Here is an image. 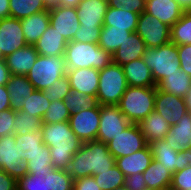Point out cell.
<instances>
[{
	"label": "cell",
	"mask_w": 191,
	"mask_h": 190,
	"mask_svg": "<svg viewBox=\"0 0 191 190\" xmlns=\"http://www.w3.org/2000/svg\"><path fill=\"white\" fill-rule=\"evenodd\" d=\"M145 12L172 27L184 10L175 0H146Z\"/></svg>",
	"instance_id": "18"
},
{
	"label": "cell",
	"mask_w": 191,
	"mask_h": 190,
	"mask_svg": "<svg viewBox=\"0 0 191 190\" xmlns=\"http://www.w3.org/2000/svg\"><path fill=\"white\" fill-rule=\"evenodd\" d=\"M48 10L50 25L62 35L67 42H71L80 27L76 8L57 5L48 8Z\"/></svg>",
	"instance_id": "14"
},
{
	"label": "cell",
	"mask_w": 191,
	"mask_h": 190,
	"mask_svg": "<svg viewBox=\"0 0 191 190\" xmlns=\"http://www.w3.org/2000/svg\"><path fill=\"white\" fill-rule=\"evenodd\" d=\"M0 169L16 181L28 174L26 162L18 151V143H15V134L0 137Z\"/></svg>",
	"instance_id": "9"
},
{
	"label": "cell",
	"mask_w": 191,
	"mask_h": 190,
	"mask_svg": "<svg viewBox=\"0 0 191 190\" xmlns=\"http://www.w3.org/2000/svg\"><path fill=\"white\" fill-rule=\"evenodd\" d=\"M102 26L80 25L72 41L98 44Z\"/></svg>",
	"instance_id": "45"
},
{
	"label": "cell",
	"mask_w": 191,
	"mask_h": 190,
	"mask_svg": "<svg viewBox=\"0 0 191 190\" xmlns=\"http://www.w3.org/2000/svg\"><path fill=\"white\" fill-rule=\"evenodd\" d=\"M185 102L188 107V111L191 112V90L185 96Z\"/></svg>",
	"instance_id": "59"
},
{
	"label": "cell",
	"mask_w": 191,
	"mask_h": 190,
	"mask_svg": "<svg viewBox=\"0 0 191 190\" xmlns=\"http://www.w3.org/2000/svg\"><path fill=\"white\" fill-rule=\"evenodd\" d=\"M67 73L65 56L39 55L26 77L35 90H46Z\"/></svg>",
	"instance_id": "7"
},
{
	"label": "cell",
	"mask_w": 191,
	"mask_h": 190,
	"mask_svg": "<svg viewBox=\"0 0 191 190\" xmlns=\"http://www.w3.org/2000/svg\"><path fill=\"white\" fill-rule=\"evenodd\" d=\"M11 77L5 59H0V85H6Z\"/></svg>",
	"instance_id": "54"
},
{
	"label": "cell",
	"mask_w": 191,
	"mask_h": 190,
	"mask_svg": "<svg viewBox=\"0 0 191 190\" xmlns=\"http://www.w3.org/2000/svg\"><path fill=\"white\" fill-rule=\"evenodd\" d=\"M10 108V98L6 85H0V112Z\"/></svg>",
	"instance_id": "53"
},
{
	"label": "cell",
	"mask_w": 191,
	"mask_h": 190,
	"mask_svg": "<svg viewBox=\"0 0 191 190\" xmlns=\"http://www.w3.org/2000/svg\"><path fill=\"white\" fill-rule=\"evenodd\" d=\"M142 174L147 188L162 190L171 186L172 172L154 159Z\"/></svg>",
	"instance_id": "31"
},
{
	"label": "cell",
	"mask_w": 191,
	"mask_h": 190,
	"mask_svg": "<svg viewBox=\"0 0 191 190\" xmlns=\"http://www.w3.org/2000/svg\"><path fill=\"white\" fill-rule=\"evenodd\" d=\"M67 70L78 68L104 69L113 62L112 54L98 44L78 41L68 42L65 49Z\"/></svg>",
	"instance_id": "3"
},
{
	"label": "cell",
	"mask_w": 191,
	"mask_h": 190,
	"mask_svg": "<svg viewBox=\"0 0 191 190\" xmlns=\"http://www.w3.org/2000/svg\"><path fill=\"white\" fill-rule=\"evenodd\" d=\"M115 160L106 143L96 140L86 141L74 154L68 165L67 172L72 176L73 180L95 176L113 167Z\"/></svg>",
	"instance_id": "2"
},
{
	"label": "cell",
	"mask_w": 191,
	"mask_h": 190,
	"mask_svg": "<svg viewBox=\"0 0 191 190\" xmlns=\"http://www.w3.org/2000/svg\"><path fill=\"white\" fill-rule=\"evenodd\" d=\"M153 160L152 151L149 145L132 153L131 155L117 158L115 165L123 172L125 177L143 173Z\"/></svg>",
	"instance_id": "21"
},
{
	"label": "cell",
	"mask_w": 191,
	"mask_h": 190,
	"mask_svg": "<svg viewBox=\"0 0 191 190\" xmlns=\"http://www.w3.org/2000/svg\"><path fill=\"white\" fill-rule=\"evenodd\" d=\"M170 187L174 190H191V166L173 173Z\"/></svg>",
	"instance_id": "46"
},
{
	"label": "cell",
	"mask_w": 191,
	"mask_h": 190,
	"mask_svg": "<svg viewBox=\"0 0 191 190\" xmlns=\"http://www.w3.org/2000/svg\"><path fill=\"white\" fill-rule=\"evenodd\" d=\"M10 17V0H0V20Z\"/></svg>",
	"instance_id": "55"
},
{
	"label": "cell",
	"mask_w": 191,
	"mask_h": 190,
	"mask_svg": "<svg viewBox=\"0 0 191 190\" xmlns=\"http://www.w3.org/2000/svg\"><path fill=\"white\" fill-rule=\"evenodd\" d=\"M93 177L102 190H113L116 187L122 186L125 179L123 172L116 165Z\"/></svg>",
	"instance_id": "39"
},
{
	"label": "cell",
	"mask_w": 191,
	"mask_h": 190,
	"mask_svg": "<svg viewBox=\"0 0 191 190\" xmlns=\"http://www.w3.org/2000/svg\"><path fill=\"white\" fill-rule=\"evenodd\" d=\"M14 119L15 111L11 108L0 112V137L6 134H15L13 129Z\"/></svg>",
	"instance_id": "48"
},
{
	"label": "cell",
	"mask_w": 191,
	"mask_h": 190,
	"mask_svg": "<svg viewBox=\"0 0 191 190\" xmlns=\"http://www.w3.org/2000/svg\"><path fill=\"white\" fill-rule=\"evenodd\" d=\"M122 69L128 86H156L153 79L152 70L146 66L143 58L123 65Z\"/></svg>",
	"instance_id": "27"
},
{
	"label": "cell",
	"mask_w": 191,
	"mask_h": 190,
	"mask_svg": "<svg viewBox=\"0 0 191 190\" xmlns=\"http://www.w3.org/2000/svg\"><path fill=\"white\" fill-rule=\"evenodd\" d=\"M165 139L175 151L191 148V112L183 114L177 124L170 125Z\"/></svg>",
	"instance_id": "22"
},
{
	"label": "cell",
	"mask_w": 191,
	"mask_h": 190,
	"mask_svg": "<svg viewBox=\"0 0 191 190\" xmlns=\"http://www.w3.org/2000/svg\"><path fill=\"white\" fill-rule=\"evenodd\" d=\"M15 143H18V151L25 162L38 153H45L46 145L43 143L41 131L15 135Z\"/></svg>",
	"instance_id": "32"
},
{
	"label": "cell",
	"mask_w": 191,
	"mask_h": 190,
	"mask_svg": "<svg viewBox=\"0 0 191 190\" xmlns=\"http://www.w3.org/2000/svg\"><path fill=\"white\" fill-rule=\"evenodd\" d=\"M68 42L51 25L33 45L39 55L64 56Z\"/></svg>",
	"instance_id": "25"
},
{
	"label": "cell",
	"mask_w": 191,
	"mask_h": 190,
	"mask_svg": "<svg viewBox=\"0 0 191 190\" xmlns=\"http://www.w3.org/2000/svg\"><path fill=\"white\" fill-rule=\"evenodd\" d=\"M124 186L128 190H142L146 187V182L144 180L142 173H136L125 177Z\"/></svg>",
	"instance_id": "50"
},
{
	"label": "cell",
	"mask_w": 191,
	"mask_h": 190,
	"mask_svg": "<svg viewBox=\"0 0 191 190\" xmlns=\"http://www.w3.org/2000/svg\"><path fill=\"white\" fill-rule=\"evenodd\" d=\"M138 125L148 145L156 140L164 139L170 129V123L155 110L141 120Z\"/></svg>",
	"instance_id": "26"
},
{
	"label": "cell",
	"mask_w": 191,
	"mask_h": 190,
	"mask_svg": "<svg viewBox=\"0 0 191 190\" xmlns=\"http://www.w3.org/2000/svg\"><path fill=\"white\" fill-rule=\"evenodd\" d=\"M107 0H82L76 7L80 25L103 26Z\"/></svg>",
	"instance_id": "19"
},
{
	"label": "cell",
	"mask_w": 191,
	"mask_h": 190,
	"mask_svg": "<svg viewBox=\"0 0 191 190\" xmlns=\"http://www.w3.org/2000/svg\"><path fill=\"white\" fill-rule=\"evenodd\" d=\"M47 8L60 5V0H43Z\"/></svg>",
	"instance_id": "58"
},
{
	"label": "cell",
	"mask_w": 191,
	"mask_h": 190,
	"mask_svg": "<svg viewBox=\"0 0 191 190\" xmlns=\"http://www.w3.org/2000/svg\"><path fill=\"white\" fill-rule=\"evenodd\" d=\"M10 98V107L13 111H21L23 103L35 90L34 86L24 75H11L6 84Z\"/></svg>",
	"instance_id": "24"
},
{
	"label": "cell",
	"mask_w": 191,
	"mask_h": 190,
	"mask_svg": "<svg viewBox=\"0 0 191 190\" xmlns=\"http://www.w3.org/2000/svg\"><path fill=\"white\" fill-rule=\"evenodd\" d=\"M155 97L156 86H128L118 107L131 123L138 124L154 110Z\"/></svg>",
	"instance_id": "4"
},
{
	"label": "cell",
	"mask_w": 191,
	"mask_h": 190,
	"mask_svg": "<svg viewBox=\"0 0 191 190\" xmlns=\"http://www.w3.org/2000/svg\"><path fill=\"white\" fill-rule=\"evenodd\" d=\"M128 85L122 66L111 63L99 70L97 102L99 105H118Z\"/></svg>",
	"instance_id": "5"
},
{
	"label": "cell",
	"mask_w": 191,
	"mask_h": 190,
	"mask_svg": "<svg viewBox=\"0 0 191 190\" xmlns=\"http://www.w3.org/2000/svg\"><path fill=\"white\" fill-rule=\"evenodd\" d=\"M154 110L162 115L170 125L177 124L188 112L185 98L160 91L156 88Z\"/></svg>",
	"instance_id": "16"
},
{
	"label": "cell",
	"mask_w": 191,
	"mask_h": 190,
	"mask_svg": "<svg viewBox=\"0 0 191 190\" xmlns=\"http://www.w3.org/2000/svg\"><path fill=\"white\" fill-rule=\"evenodd\" d=\"M50 105V101L41 90H34L30 97L23 103L21 111L28 115L39 117L42 120L44 113Z\"/></svg>",
	"instance_id": "38"
},
{
	"label": "cell",
	"mask_w": 191,
	"mask_h": 190,
	"mask_svg": "<svg viewBox=\"0 0 191 190\" xmlns=\"http://www.w3.org/2000/svg\"><path fill=\"white\" fill-rule=\"evenodd\" d=\"M113 190H128L124 185L114 188Z\"/></svg>",
	"instance_id": "61"
},
{
	"label": "cell",
	"mask_w": 191,
	"mask_h": 190,
	"mask_svg": "<svg viewBox=\"0 0 191 190\" xmlns=\"http://www.w3.org/2000/svg\"><path fill=\"white\" fill-rule=\"evenodd\" d=\"M153 159L173 173L188 166L187 150L175 151L166 139L156 140L149 144Z\"/></svg>",
	"instance_id": "15"
},
{
	"label": "cell",
	"mask_w": 191,
	"mask_h": 190,
	"mask_svg": "<svg viewBox=\"0 0 191 190\" xmlns=\"http://www.w3.org/2000/svg\"><path fill=\"white\" fill-rule=\"evenodd\" d=\"M71 90L86 95H97L99 85V70L94 68H78L67 70Z\"/></svg>",
	"instance_id": "17"
},
{
	"label": "cell",
	"mask_w": 191,
	"mask_h": 190,
	"mask_svg": "<svg viewBox=\"0 0 191 190\" xmlns=\"http://www.w3.org/2000/svg\"><path fill=\"white\" fill-rule=\"evenodd\" d=\"M63 101L70 113H78L82 109L87 110L98 105L96 95H86L76 90H71Z\"/></svg>",
	"instance_id": "36"
},
{
	"label": "cell",
	"mask_w": 191,
	"mask_h": 190,
	"mask_svg": "<svg viewBox=\"0 0 191 190\" xmlns=\"http://www.w3.org/2000/svg\"><path fill=\"white\" fill-rule=\"evenodd\" d=\"M171 43L191 45V11H184L181 18L171 27Z\"/></svg>",
	"instance_id": "35"
},
{
	"label": "cell",
	"mask_w": 191,
	"mask_h": 190,
	"mask_svg": "<svg viewBox=\"0 0 191 190\" xmlns=\"http://www.w3.org/2000/svg\"><path fill=\"white\" fill-rule=\"evenodd\" d=\"M73 188L74 190H102L93 176L75 179Z\"/></svg>",
	"instance_id": "51"
},
{
	"label": "cell",
	"mask_w": 191,
	"mask_h": 190,
	"mask_svg": "<svg viewBox=\"0 0 191 190\" xmlns=\"http://www.w3.org/2000/svg\"><path fill=\"white\" fill-rule=\"evenodd\" d=\"M184 11H191V0H175Z\"/></svg>",
	"instance_id": "57"
},
{
	"label": "cell",
	"mask_w": 191,
	"mask_h": 190,
	"mask_svg": "<svg viewBox=\"0 0 191 190\" xmlns=\"http://www.w3.org/2000/svg\"><path fill=\"white\" fill-rule=\"evenodd\" d=\"M71 91L68 77L65 75L57 79L46 90H43L44 95L50 102L55 100H64V97Z\"/></svg>",
	"instance_id": "43"
},
{
	"label": "cell",
	"mask_w": 191,
	"mask_h": 190,
	"mask_svg": "<svg viewBox=\"0 0 191 190\" xmlns=\"http://www.w3.org/2000/svg\"><path fill=\"white\" fill-rule=\"evenodd\" d=\"M108 6L112 8L121 7L126 11L141 14L145 11L146 0H107Z\"/></svg>",
	"instance_id": "47"
},
{
	"label": "cell",
	"mask_w": 191,
	"mask_h": 190,
	"mask_svg": "<svg viewBox=\"0 0 191 190\" xmlns=\"http://www.w3.org/2000/svg\"><path fill=\"white\" fill-rule=\"evenodd\" d=\"M156 88L160 91L185 98L191 90V76L180 69L178 72L167 75V77L159 81L156 84Z\"/></svg>",
	"instance_id": "30"
},
{
	"label": "cell",
	"mask_w": 191,
	"mask_h": 190,
	"mask_svg": "<svg viewBox=\"0 0 191 190\" xmlns=\"http://www.w3.org/2000/svg\"><path fill=\"white\" fill-rule=\"evenodd\" d=\"M108 149L115 159L131 155L132 153L145 148L148 144L140 127L131 123L122 133L114 137L108 143Z\"/></svg>",
	"instance_id": "10"
},
{
	"label": "cell",
	"mask_w": 191,
	"mask_h": 190,
	"mask_svg": "<svg viewBox=\"0 0 191 190\" xmlns=\"http://www.w3.org/2000/svg\"><path fill=\"white\" fill-rule=\"evenodd\" d=\"M188 166H191V148L187 149Z\"/></svg>",
	"instance_id": "60"
},
{
	"label": "cell",
	"mask_w": 191,
	"mask_h": 190,
	"mask_svg": "<svg viewBox=\"0 0 191 190\" xmlns=\"http://www.w3.org/2000/svg\"><path fill=\"white\" fill-rule=\"evenodd\" d=\"M17 181L0 169V190H17Z\"/></svg>",
	"instance_id": "52"
},
{
	"label": "cell",
	"mask_w": 191,
	"mask_h": 190,
	"mask_svg": "<svg viewBox=\"0 0 191 190\" xmlns=\"http://www.w3.org/2000/svg\"><path fill=\"white\" fill-rule=\"evenodd\" d=\"M48 190H71L74 180L67 170L52 168L47 175Z\"/></svg>",
	"instance_id": "40"
},
{
	"label": "cell",
	"mask_w": 191,
	"mask_h": 190,
	"mask_svg": "<svg viewBox=\"0 0 191 190\" xmlns=\"http://www.w3.org/2000/svg\"><path fill=\"white\" fill-rule=\"evenodd\" d=\"M136 33L146 48H157L171 42V27L145 11L139 15Z\"/></svg>",
	"instance_id": "8"
},
{
	"label": "cell",
	"mask_w": 191,
	"mask_h": 190,
	"mask_svg": "<svg viewBox=\"0 0 191 190\" xmlns=\"http://www.w3.org/2000/svg\"><path fill=\"white\" fill-rule=\"evenodd\" d=\"M39 54L33 45H26L5 57L11 75L26 76L35 64Z\"/></svg>",
	"instance_id": "20"
},
{
	"label": "cell",
	"mask_w": 191,
	"mask_h": 190,
	"mask_svg": "<svg viewBox=\"0 0 191 190\" xmlns=\"http://www.w3.org/2000/svg\"><path fill=\"white\" fill-rule=\"evenodd\" d=\"M42 120L39 117L28 115L23 111H15L13 129L15 135L39 132L42 129Z\"/></svg>",
	"instance_id": "37"
},
{
	"label": "cell",
	"mask_w": 191,
	"mask_h": 190,
	"mask_svg": "<svg viewBox=\"0 0 191 190\" xmlns=\"http://www.w3.org/2000/svg\"><path fill=\"white\" fill-rule=\"evenodd\" d=\"M178 60L180 62V69L191 76V45L184 44L177 46Z\"/></svg>",
	"instance_id": "49"
},
{
	"label": "cell",
	"mask_w": 191,
	"mask_h": 190,
	"mask_svg": "<svg viewBox=\"0 0 191 190\" xmlns=\"http://www.w3.org/2000/svg\"><path fill=\"white\" fill-rule=\"evenodd\" d=\"M82 0H60V5L64 7H77Z\"/></svg>",
	"instance_id": "56"
},
{
	"label": "cell",
	"mask_w": 191,
	"mask_h": 190,
	"mask_svg": "<svg viewBox=\"0 0 191 190\" xmlns=\"http://www.w3.org/2000/svg\"><path fill=\"white\" fill-rule=\"evenodd\" d=\"M26 45L21 19L8 17L0 20V59Z\"/></svg>",
	"instance_id": "13"
},
{
	"label": "cell",
	"mask_w": 191,
	"mask_h": 190,
	"mask_svg": "<svg viewBox=\"0 0 191 190\" xmlns=\"http://www.w3.org/2000/svg\"><path fill=\"white\" fill-rule=\"evenodd\" d=\"M70 111L63 100H55L50 102L49 107L42 117V122L45 124L59 123L69 121Z\"/></svg>",
	"instance_id": "42"
},
{
	"label": "cell",
	"mask_w": 191,
	"mask_h": 190,
	"mask_svg": "<svg viewBox=\"0 0 191 190\" xmlns=\"http://www.w3.org/2000/svg\"><path fill=\"white\" fill-rule=\"evenodd\" d=\"M43 143L50 149L52 167L67 170L74 154L80 149L81 142L71 129L69 121L42 124Z\"/></svg>",
	"instance_id": "1"
},
{
	"label": "cell",
	"mask_w": 191,
	"mask_h": 190,
	"mask_svg": "<svg viewBox=\"0 0 191 190\" xmlns=\"http://www.w3.org/2000/svg\"><path fill=\"white\" fill-rule=\"evenodd\" d=\"M100 123V105L71 113L69 124L81 142L95 141Z\"/></svg>",
	"instance_id": "12"
},
{
	"label": "cell",
	"mask_w": 191,
	"mask_h": 190,
	"mask_svg": "<svg viewBox=\"0 0 191 190\" xmlns=\"http://www.w3.org/2000/svg\"><path fill=\"white\" fill-rule=\"evenodd\" d=\"M139 15L132 11L128 12L121 7L112 8L108 6L103 26H114L125 31L136 32Z\"/></svg>",
	"instance_id": "29"
},
{
	"label": "cell",
	"mask_w": 191,
	"mask_h": 190,
	"mask_svg": "<svg viewBox=\"0 0 191 190\" xmlns=\"http://www.w3.org/2000/svg\"><path fill=\"white\" fill-rule=\"evenodd\" d=\"M43 0H10V17L23 19L47 10Z\"/></svg>",
	"instance_id": "34"
},
{
	"label": "cell",
	"mask_w": 191,
	"mask_h": 190,
	"mask_svg": "<svg viewBox=\"0 0 191 190\" xmlns=\"http://www.w3.org/2000/svg\"><path fill=\"white\" fill-rule=\"evenodd\" d=\"M143 59L146 66L152 70L155 84L167 75L178 72L181 66L177 45L171 42L157 48H146Z\"/></svg>",
	"instance_id": "6"
},
{
	"label": "cell",
	"mask_w": 191,
	"mask_h": 190,
	"mask_svg": "<svg viewBox=\"0 0 191 190\" xmlns=\"http://www.w3.org/2000/svg\"><path fill=\"white\" fill-rule=\"evenodd\" d=\"M142 190H155V189L145 187V188L142 189Z\"/></svg>",
	"instance_id": "62"
},
{
	"label": "cell",
	"mask_w": 191,
	"mask_h": 190,
	"mask_svg": "<svg viewBox=\"0 0 191 190\" xmlns=\"http://www.w3.org/2000/svg\"><path fill=\"white\" fill-rule=\"evenodd\" d=\"M26 167L28 173L34 176H38L40 173L47 175L53 168L49 147L45 146V153H38L32 156L30 160L26 162Z\"/></svg>",
	"instance_id": "41"
},
{
	"label": "cell",
	"mask_w": 191,
	"mask_h": 190,
	"mask_svg": "<svg viewBox=\"0 0 191 190\" xmlns=\"http://www.w3.org/2000/svg\"><path fill=\"white\" fill-rule=\"evenodd\" d=\"M50 25L49 10L34 13L21 19V26L26 43L34 45Z\"/></svg>",
	"instance_id": "28"
},
{
	"label": "cell",
	"mask_w": 191,
	"mask_h": 190,
	"mask_svg": "<svg viewBox=\"0 0 191 190\" xmlns=\"http://www.w3.org/2000/svg\"><path fill=\"white\" fill-rule=\"evenodd\" d=\"M17 190H48L45 174L34 176L30 173L17 180Z\"/></svg>",
	"instance_id": "44"
},
{
	"label": "cell",
	"mask_w": 191,
	"mask_h": 190,
	"mask_svg": "<svg viewBox=\"0 0 191 190\" xmlns=\"http://www.w3.org/2000/svg\"><path fill=\"white\" fill-rule=\"evenodd\" d=\"M131 33L114 26H102L98 45L113 55Z\"/></svg>",
	"instance_id": "33"
},
{
	"label": "cell",
	"mask_w": 191,
	"mask_h": 190,
	"mask_svg": "<svg viewBox=\"0 0 191 190\" xmlns=\"http://www.w3.org/2000/svg\"><path fill=\"white\" fill-rule=\"evenodd\" d=\"M130 124L118 105H100V123L96 141L107 144Z\"/></svg>",
	"instance_id": "11"
},
{
	"label": "cell",
	"mask_w": 191,
	"mask_h": 190,
	"mask_svg": "<svg viewBox=\"0 0 191 190\" xmlns=\"http://www.w3.org/2000/svg\"><path fill=\"white\" fill-rule=\"evenodd\" d=\"M162 190H174V189H172L171 187H169V188L162 189Z\"/></svg>",
	"instance_id": "63"
},
{
	"label": "cell",
	"mask_w": 191,
	"mask_h": 190,
	"mask_svg": "<svg viewBox=\"0 0 191 190\" xmlns=\"http://www.w3.org/2000/svg\"><path fill=\"white\" fill-rule=\"evenodd\" d=\"M145 51L146 45L143 39L136 32H132L112 55L113 63L123 66L131 61L143 58Z\"/></svg>",
	"instance_id": "23"
}]
</instances>
